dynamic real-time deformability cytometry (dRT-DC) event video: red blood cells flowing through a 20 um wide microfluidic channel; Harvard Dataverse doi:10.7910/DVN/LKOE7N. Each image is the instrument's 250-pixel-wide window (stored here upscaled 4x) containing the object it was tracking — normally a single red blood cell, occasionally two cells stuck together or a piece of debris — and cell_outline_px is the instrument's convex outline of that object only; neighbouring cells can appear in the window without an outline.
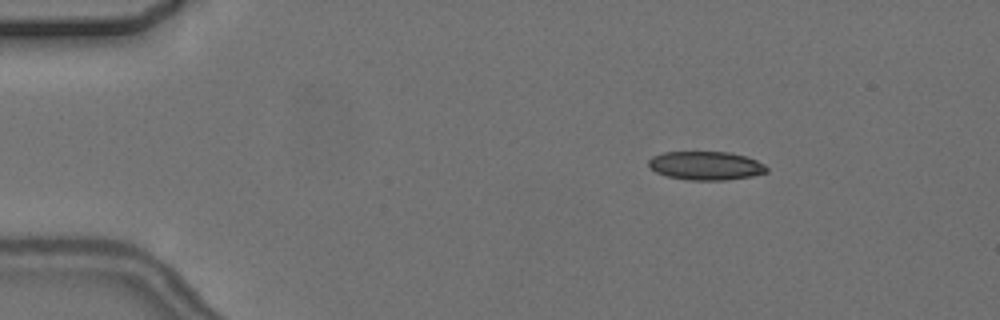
{"species": "common noctule bat (a hibernating species)", "species_latin": "Nyctalus noctula", "temperature_condition": "cold", "stored_images_in_passage": 4, "camera_frame_rate_fps": 3000, "um_per_image_px": 0.085, "animal": {"sex": "female", "body_mass_g": 24.6, "forearm_length_mm": 56.2}, "frame": {"image": 1, "passage_image": 1, "time_ms": 0.0, "image_size_px": [1000, 320], "cell_outline_px": [[768, 172], [752, 176], [728, 180], [688, 180], [668, 176], [656, 172], [648, 168], [648, 160], [652, 156], [664, 152], [728, 152], [748, 156], [764, 164], [768, 168]], "centroid_in_image_um": [60.0, 14.08], "position_along_channel_um": 25.0, "area_um2": 19.88}}